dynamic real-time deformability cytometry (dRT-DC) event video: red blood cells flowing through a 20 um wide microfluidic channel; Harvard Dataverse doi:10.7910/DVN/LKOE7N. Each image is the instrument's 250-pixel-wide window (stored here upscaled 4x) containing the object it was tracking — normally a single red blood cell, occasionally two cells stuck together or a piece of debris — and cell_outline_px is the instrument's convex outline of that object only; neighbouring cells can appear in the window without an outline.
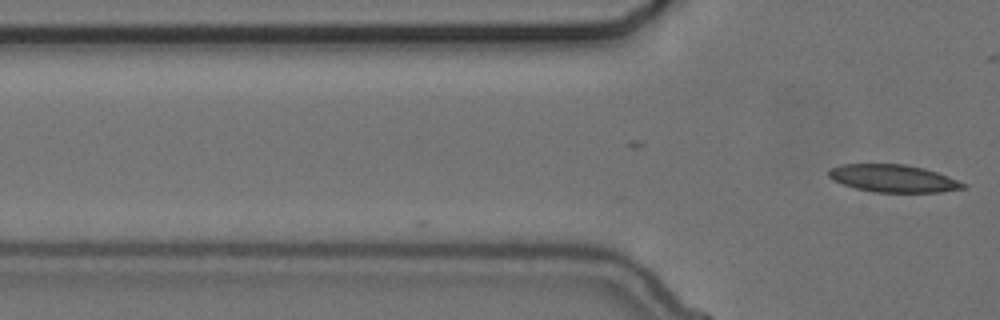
{"species": "common noctule bat (a hibernating species)", "species_latin": "Nyctalus noctula", "temperature_condition": "cold", "stored_images_in_passage": 4, "camera_frame_rate_fps": 3000, "um_per_image_px": 0.085, "animal": {"sex": "female", "body_mass_g": 24.6, "forearm_length_mm": 56.2}, "frame": {"image": 1, "passage_image": 4, "time_ms": 1.0, "image_size_px": [1000, 320], "cell_outline_px": [[968, 184], [964, 188], [940, 192], [872, 192], [856, 188], [832, 180], [828, 176], [828, 168], [840, 164], [904, 164], [924, 168], [948, 176]], "centroid_in_image_um": [75.9, 15.16], "position_along_channel_um": 49.9, "area_um2": 21.62}}